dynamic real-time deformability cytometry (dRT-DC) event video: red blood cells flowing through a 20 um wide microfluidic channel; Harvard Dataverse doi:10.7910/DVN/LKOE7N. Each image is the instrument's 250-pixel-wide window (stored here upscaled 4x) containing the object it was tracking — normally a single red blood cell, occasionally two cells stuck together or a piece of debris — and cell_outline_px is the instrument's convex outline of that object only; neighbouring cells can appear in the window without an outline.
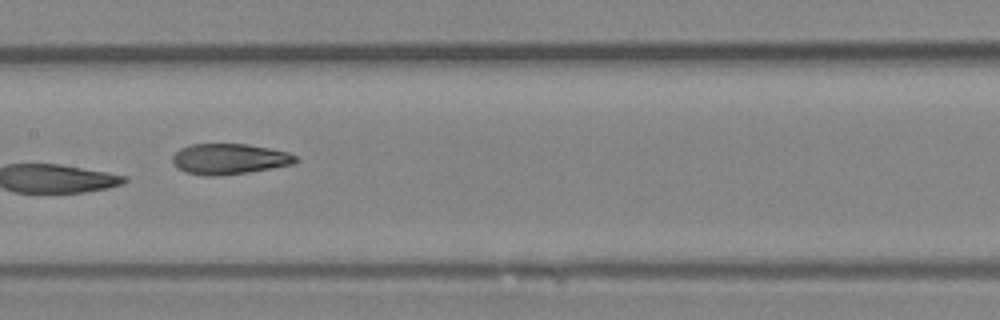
{"species": "Egyptian fruit bat (a non-hibernating species)", "species_latin": "Rousettus aegyptiacus", "temperature_condition": "room temperature", "stored_images_in_passage": 7, "camera_frame_rate_fps": 3000, "um_per_image_px": 0.085, "animal": {"sex": "female"}, "frame": {"image": 1, "passage_image": 7, "time_ms": 7.667, "image_size_px": [1000, 320], "cell_outline_px": [[300, 160], [292, 164], [248, 172], [220, 176], [204, 176], [184, 172], [176, 168], [172, 164], [172, 156], [180, 148], [192, 144], [248, 144], [288, 152], [296, 156]], "centroid_in_image_um": [19.44, 13.52], "position_along_channel_um": 188.0, "area_um2": 22.14}}